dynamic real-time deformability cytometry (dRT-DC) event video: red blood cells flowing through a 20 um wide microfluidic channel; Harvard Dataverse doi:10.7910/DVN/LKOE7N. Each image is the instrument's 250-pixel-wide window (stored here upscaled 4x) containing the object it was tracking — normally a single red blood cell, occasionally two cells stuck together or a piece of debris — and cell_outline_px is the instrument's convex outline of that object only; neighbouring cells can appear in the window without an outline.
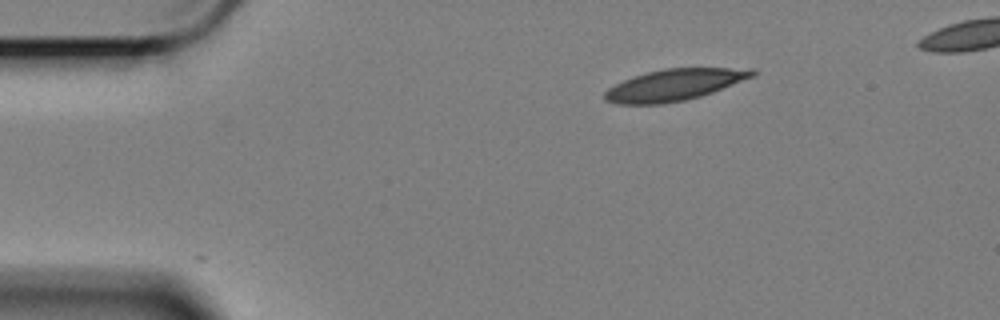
{"species": "Egyptian fruit bat (a non-hibernating species)", "species_latin": "Rousettus aegyptiacus", "temperature_condition": "cold", "stored_images_in_passage": 14, "camera_frame_rate_fps": 3000, "um_per_image_px": 0.085, "animal": {"sex": "female"}, "frame": {"image": 1, "passage_image": 1, "time_ms": 0.0, "image_size_px": [1000, 320], "cell_outline_px": [[756, 76], [712, 92], [700, 96], [684, 100], [660, 104], [616, 104], [604, 100], [604, 92], [608, 88], [632, 76], [664, 68], [756, 68]], "centroid_in_image_um": [57.33, 7.21], "position_along_channel_um": 27.7, "area_um2": 27.11}}
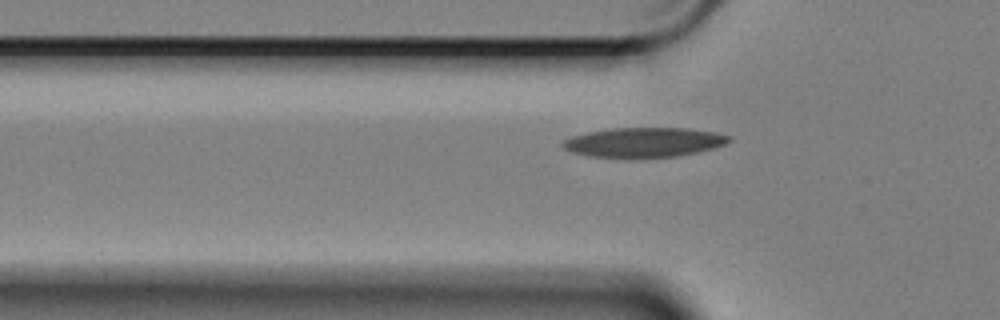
{"frame": {"image": 2, "passage_image": 10, "time_ms": 3.0, "image_size_px": [1000, 320], "cell_outline_px": [[732, 140], [724, 144], [712, 148], [696, 152], [676, 156], [644, 160], [592, 156], [572, 152], [564, 148], [560, 144], [564, 140], [572, 136], [588, 132], [612, 128], [688, 128], [716, 132], [732, 136]], "centroid_in_image_um": [54.74, 12.12], "position_along_channel_um": 71.1, "area_um2": 29.3}}
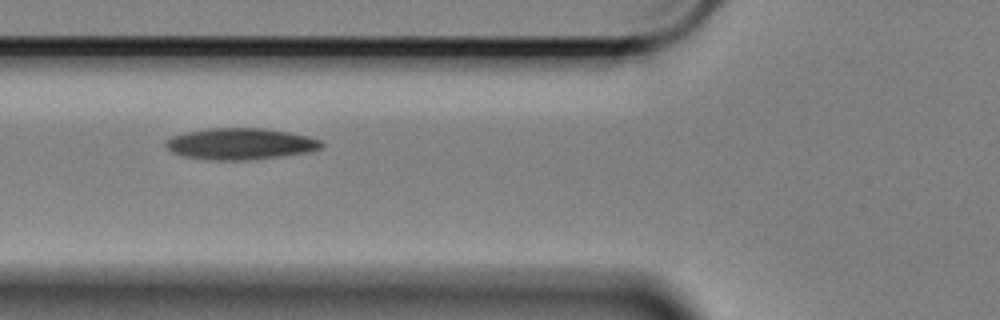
{"frame": {"image": 3, "passage_image": 13, "time_ms": 4.0, "image_size_px": [1000, 320], "cell_outline_px": [[324, 148], [312, 152], [284, 156], [244, 160], [212, 160], [184, 156], [172, 152], [164, 144], [164, 140], [172, 136], [184, 132], [208, 128], [264, 128], [288, 132], [308, 136], [320, 140], [324, 144]], "centroid_in_image_um": [20.46, 12.22], "position_along_channel_um": 105.3, "area_um2": 28.78}}